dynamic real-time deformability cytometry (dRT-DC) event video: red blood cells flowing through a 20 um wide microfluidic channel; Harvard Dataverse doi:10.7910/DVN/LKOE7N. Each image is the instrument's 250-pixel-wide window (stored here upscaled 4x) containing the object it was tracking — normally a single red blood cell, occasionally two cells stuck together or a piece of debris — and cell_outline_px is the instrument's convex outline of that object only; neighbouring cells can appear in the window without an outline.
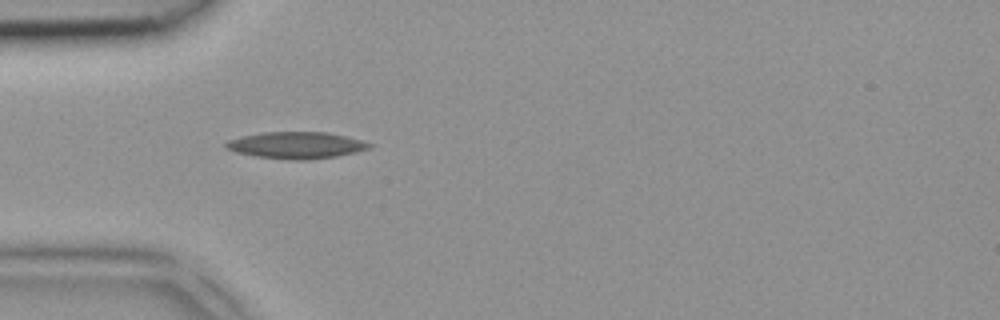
{"species": "common noctule bat (a hibernating species)", "species_latin": "Nyctalus noctula", "temperature_condition": "room temperature", "stored_images_in_passage": 4, "camera_frame_rate_fps": 3000, "um_per_image_px": 0.085, "animal": {"sex": "female", "body_mass_g": 18.4}, "frame": {"image": 1, "passage_image": 3, "time_ms": 0.667, "image_size_px": [1000, 320], "cell_outline_px": [[372, 148], [356, 152], [336, 156], [304, 160], [292, 160], [256, 156], [236, 152], [224, 148], [224, 144], [228, 140], [240, 136], [260, 132], [328, 132], [360, 140], [372, 144]], "centroid_in_image_um": [25.14, 12.34], "position_along_channel_um": 59.9, "area_um2": 22.31}}